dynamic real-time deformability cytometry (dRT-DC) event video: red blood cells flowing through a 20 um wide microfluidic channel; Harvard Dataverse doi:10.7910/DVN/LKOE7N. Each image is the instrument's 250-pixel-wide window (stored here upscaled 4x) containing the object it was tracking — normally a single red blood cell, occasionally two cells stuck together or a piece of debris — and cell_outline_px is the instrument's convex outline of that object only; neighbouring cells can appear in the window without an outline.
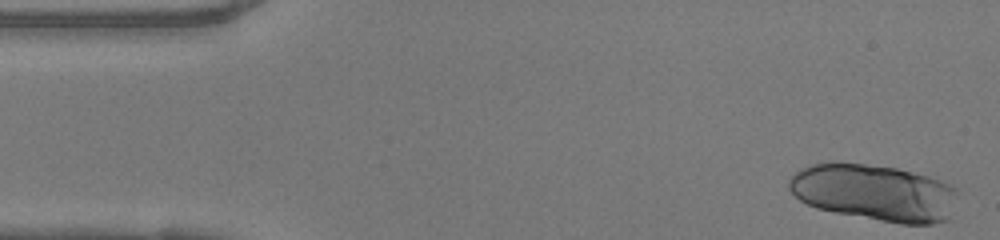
{"species": "human", "species_latin": "Homo sapiens", "temperature_condition": "warm", "stored_images_in_passage": 31, "camera_frame_rate_fps": 3000, "um_per_image_px": 0.085, "donor": {"sex": "female"}, "frame": {"image": 1, "passage_image": 1, "time_ms": 0.0, "image_size_px": [1000, 240], "cell_outline_px": [[956, 192], [948, 220], [932, 224], [900, 224], [836, 212], [816, 208], [800, 200], [788, 188], [788, 180], [800, 168], [812, 164], [832, 160], [836, 160], [896, 168], [928, 176], [952, 184], [956, 188]], "centroid_in_image_um": [74.29, 16.34], "position_along_channel_um": 10.7, "area_um2": 55.95}}
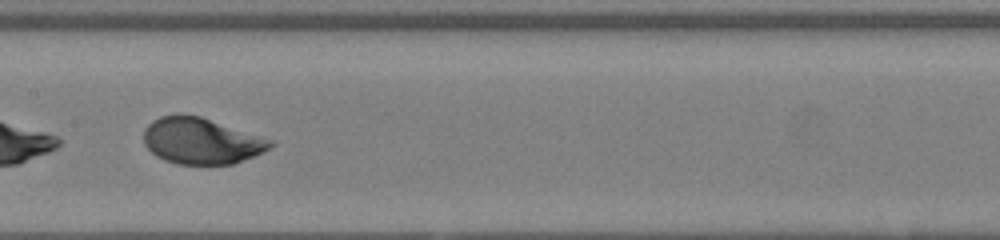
{"frame": {"image": 2, "passage_image": 23, "time_ms": 7.333, "image_size_px": [1000, 240], "cell_outline_px": [[276, 144], [236, 164], [176, 164], [164, 160], [156, 156], [144, 144], [144, 128], [152, 120], [160, 116], [176, 112], [180, 112], [200, 116], [276, 140]], "centroid_in_image_um": [17.1, 11.95], "position_along_channel_um": 190.3, "area_um2": 34.62}}
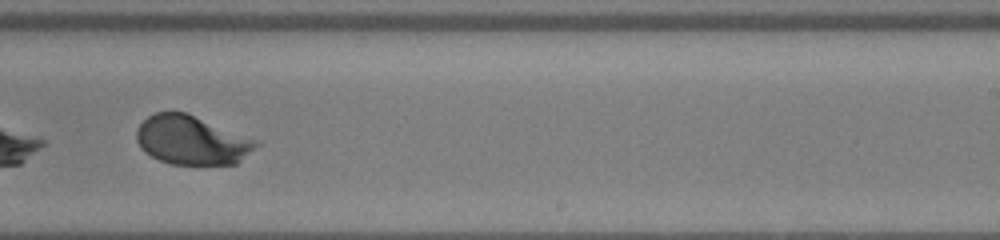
{"frame": {"image": 3, "passage_image": 29, "time_ms": 9.333, "image_size_px": [1000, 240], "cell_outline_px": [[264, 144], [236, 164], [172, 164], [160, 160], [152, 156], [140, 148], [136, 140], [136, 128], [148, 116], [156, 112], [188, 112]], "centroid_in_image_um": [16.31, 11.91], "position_along_channel_um": 272.7, "area_um2": 34.16}}